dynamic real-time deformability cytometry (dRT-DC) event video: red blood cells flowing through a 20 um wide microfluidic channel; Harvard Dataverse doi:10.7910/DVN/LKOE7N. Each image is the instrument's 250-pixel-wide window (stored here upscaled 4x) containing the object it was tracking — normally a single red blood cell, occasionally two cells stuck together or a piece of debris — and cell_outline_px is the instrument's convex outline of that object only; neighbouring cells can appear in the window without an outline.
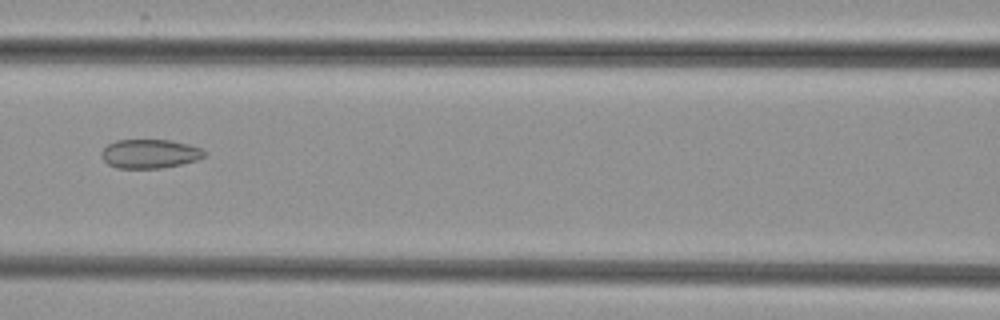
{"species": "common noctule bat (a hibernating species)", "species_latin": "Nyctalus noctula", "temperature_condition": "cold", "stored_images_in_passage": 21, "camera_frame_rate_fps": 3000, "um_per_image_px": 0.085, "animal": {"sex": "female", "body_mass_g": 29.2, "forearm_length_mm": 56.3}, "frame": {"image": 1, "passage_image": 10, "time_ms": 3.0, "image_size_px": [1000, 320], "cell_outline_px": [[208, 152], [204, 156], [196, 160], [180, 164], [160, 168], [116, 168], [108, 164], [100, 156], [100, 152], [108, 144], [116, 140], [172, 140], [188, 144], [200, 148]], "centroid_in_image_um": [12.71, 13.06], "position_along_channel_um": 153.9, "area_um2": 17.4}}
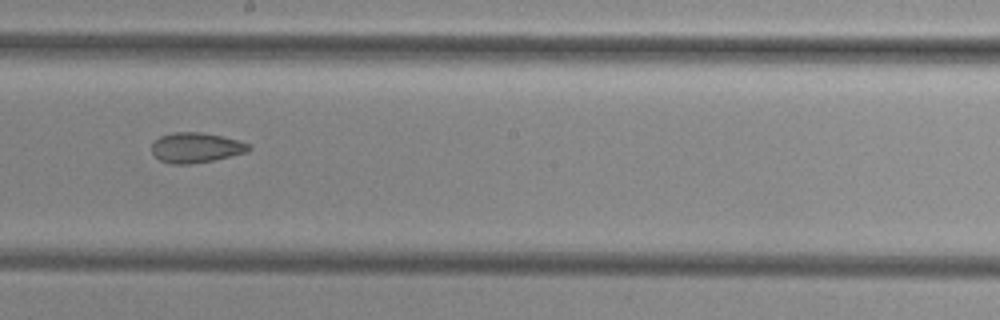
{"frame": {"image": 2, "passage_image": 16, "time_ms": 5.0, "image_size_px": [1000, 320], "cell_outline_px": [[252, 148], [248, 152], [212, 160], [188, 164], [172, 164], [160, 160], [152, 152], [152, 144], [160, 136], [172, 132], [200, 132], [220, 136], [236, 140], [248, 144]], "centroid_in_image_um": [16.64, 12.55], "position_along_channel_um": 231.6, "area_um2": 16.76}}
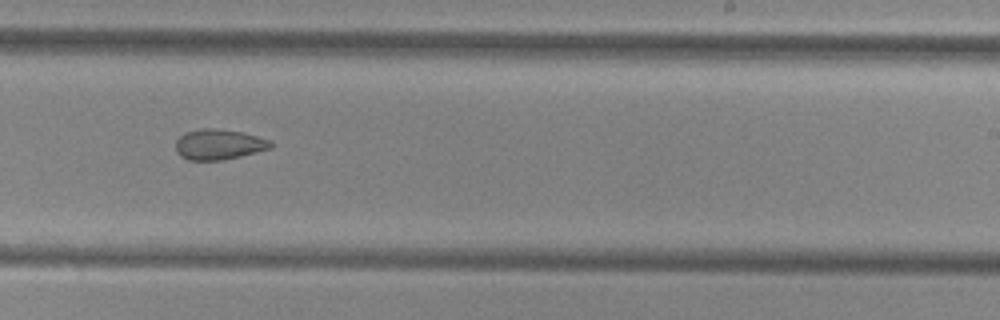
{"frame": {"image": 3, "passage_image": 19, "time_ms": 6.0, "image_size_px": [1000, 320], "cell_outline_px": [[276, 144], [272, 148], [224, 160], [188, 160], [180, 156], [176, 152], [176, 140], [184, 132], [200, 128], [212, 128], [240, 132], [272, 140]], "centroid_in_image_um": [18.61, 12.28], "position_along_channel_um": 270.4, "area_um2": 16.99}}